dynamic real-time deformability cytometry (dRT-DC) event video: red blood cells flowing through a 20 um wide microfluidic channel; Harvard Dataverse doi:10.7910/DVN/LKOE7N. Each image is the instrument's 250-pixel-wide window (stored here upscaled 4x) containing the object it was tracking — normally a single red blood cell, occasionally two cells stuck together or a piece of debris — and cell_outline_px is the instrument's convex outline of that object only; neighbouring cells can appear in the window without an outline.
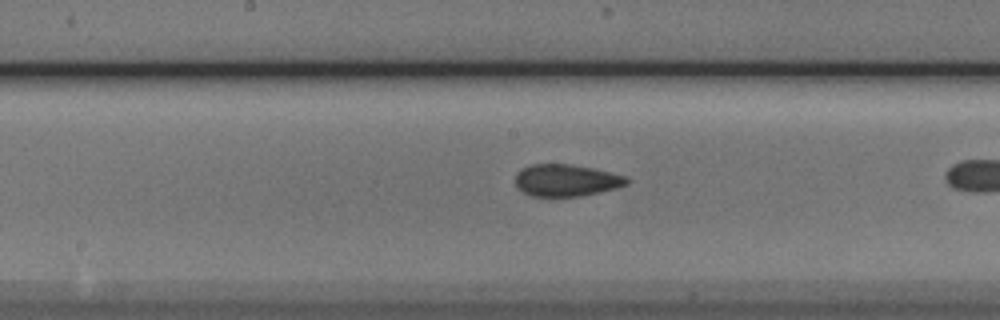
{"species": "Egyptian fruit bat (a non-hibernating species)", "species_latin": "Rousettus aegyptiacus", "temperature_condition": "cold", "stored_images_in_passage": 28, "camera_frame_rate_fps": 3000, "um_per_image_px": 0.085, "animal": {"sex": "male"}, "frame": {"image": 1, "passage_image": 13, "time_ms": 4.0, "image_size_px": [1000, 320], "cell_outline_px": [[632, 180], [628, 184], [616, 188], [600, 192], [580, 196], [532, 196], [524, 192], [516, 184], [516, 172], [520, 168], [532, 164], [568, 164], [592, 168], [628, 176]], "centroid_in_image_um": [48.17, 15.32], "position_along_channel_um": 200.0, "area_um2": 20.81}}
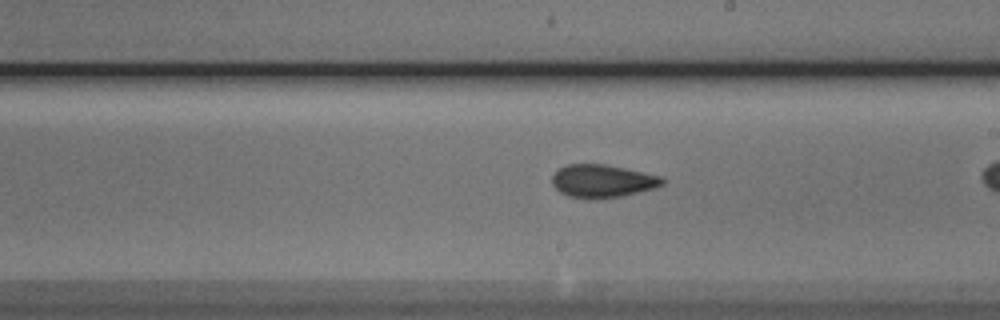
{"frame": {"image": 2, "passage_image": 16, "time_ms": 5.0, "image_size_px": [1000, 320], "cell_outline_px": [[664, 184], [652, 188], [620, 196], [596, 200], [588, 200], [568, 196], [560, 192], [552, 184], [552, 176], [560, 168], [568, 164], [604, 164], [624, 168], [660, 176], [664, 180]], "centroid_in_image_um": [51.16, 15.4], "position_along_channel_um": 237.8, "area_um2": 21.04}}